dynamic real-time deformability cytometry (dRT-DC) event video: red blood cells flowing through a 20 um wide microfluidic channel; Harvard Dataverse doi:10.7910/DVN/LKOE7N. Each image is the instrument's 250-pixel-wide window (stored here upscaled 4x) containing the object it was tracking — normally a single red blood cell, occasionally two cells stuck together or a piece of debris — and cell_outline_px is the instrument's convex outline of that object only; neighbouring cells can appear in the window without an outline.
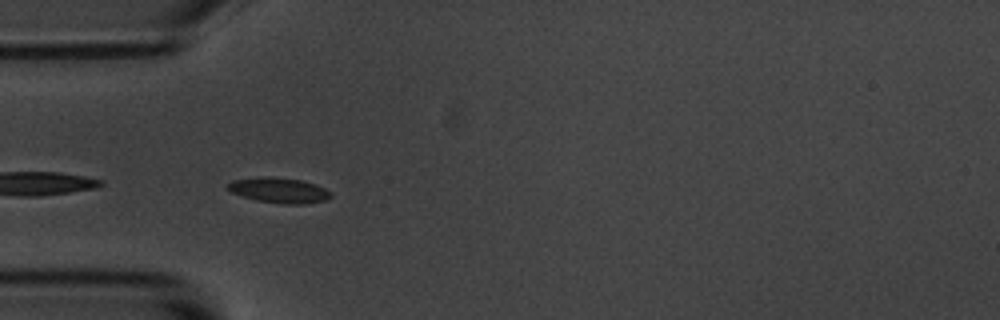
{"species": "common noctule bat (a hibernating species)", "species_latin": "Nyctalus noctula", "temperature_condition": "room temperature", "stored_images_in_passage": 8, "segment_of_instrument_passage": [2, 2], "camera_frame_rate_fps": 3000, "um_per_image_px": 0.085, "animal": {"sex": "male", "body_mass_g": 20.1, "forearm_length_mm": 53.5}, "frame": {"image": 1, "passage_image": 5, "time_ms": 1.333, "image_size_px": [1000, 320], "cell_outline_px": [[332, 196], [328, 200], [304, 204], [284, 204], [256, 200], [232, 192], [228, 188], [228, 184], [232, 180], [268, 176], [272, 176], [300, 180], [316, 184], [332, 192]], "centroid_in_image_um": [23.78, 16.17], "position_along_channel_um": 61.2, "area_um2": 15.14}}
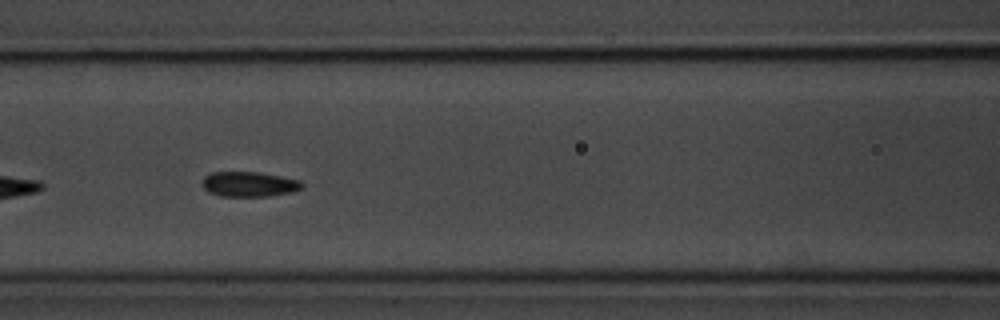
{"frame": {"image": 2, "passage_image": 7, "time_ms": 2.0, "image_size_px": [1000, 320], "cell_outline_px": [[304, 188], [292, 192], [268, 196], [220, 196], [208, 192], [200, 184], [204, 176], [212, 172], [256, 172], [280, 176], [300, 180], [304, 184]], "centroid_in_image_um": [21.16, 15.66], "position_along_channel_um": 145.4, "area_um2": 14.68}}
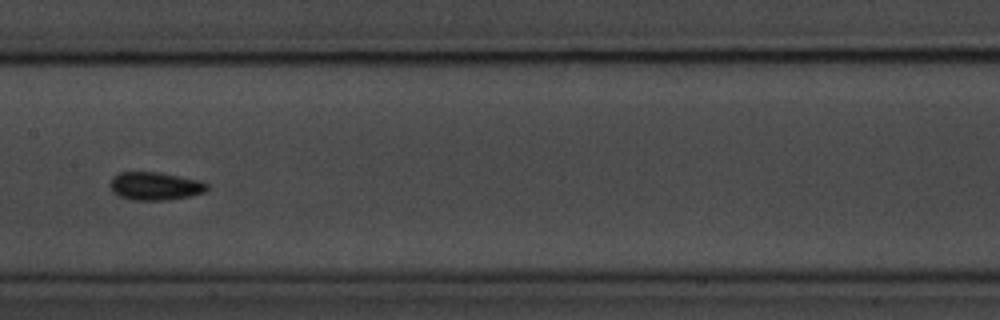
{"frame": {"image": 3, "passage_image": 8, "time_ms": 2.333, "image_size_px": [1000, 320], "cell_outline_px": [[208, 188], [204, 192], [188, 196], [168, 200], [132, 200], [120, 196], [112, 192], [112, 176], [120, 172], [160, 172], [200, 180], [208, 184]], "centroid_in_image_um": [13.2, 15.81], "position_along_channel_um": 194.2, "area_um2": 15.78}}